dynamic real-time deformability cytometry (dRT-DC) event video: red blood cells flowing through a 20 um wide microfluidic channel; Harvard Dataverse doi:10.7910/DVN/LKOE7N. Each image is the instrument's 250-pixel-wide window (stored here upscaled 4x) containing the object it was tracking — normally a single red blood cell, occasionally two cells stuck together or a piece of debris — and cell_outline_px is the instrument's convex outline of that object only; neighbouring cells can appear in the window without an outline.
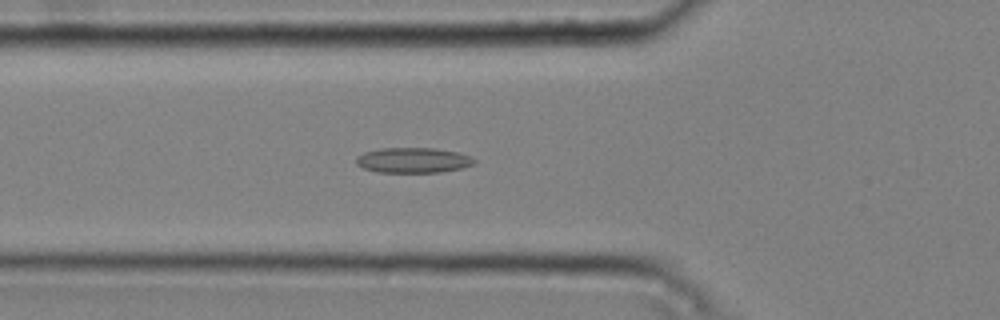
{"species": "common noctule bat (a hibernating species)", "species_latin": "Nyctalus noctula", "temperature_condition": "cold", "stored_images_in_passage": 51, "camera_frame_rate_fps": 3000, "um_per_image_px": 0.085, "animal": {"sex": "male", "body_mass_g": 20.4}, "frame": {"image": 1, "passage_image": 19, "time_ms": 6.0, "image_size_px": [1000, 320], "cell_outline_px": [[476, 160], [472, 164], [460, 168], [440, 172], [376, 172], [364, 168], [356, 164], [356, 156], [364, 152], [380, 148], [436, 148], [456, 152], [468, 156]], "centroid_in_image_um": [35.05, 13.61], "position_along_channel_um": 90.7, "area_um2": 17.22}}
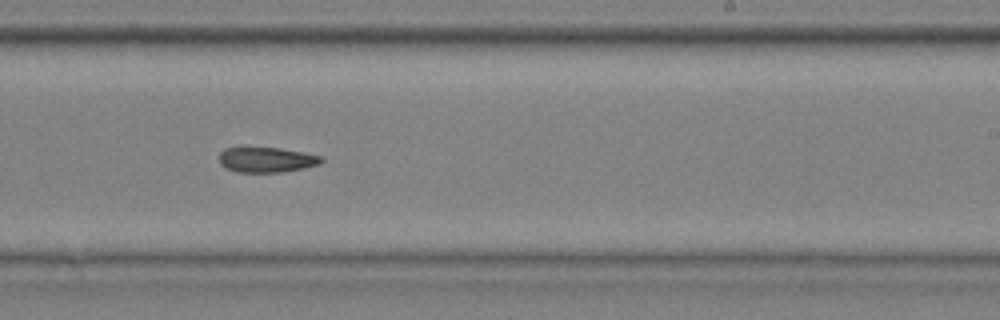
{"frame": {"image": 2, "passage_image": 33, "time_ms": 10.667, "image_size_px": [1000, 320], "cell_outline_px": [[324, 160], [320, 164], [304, 168], [280, 172], [236, 172], [220, 164], [220, 152], [224, 148], [280, 148], [304, 152], [320, 156]], "centroid_in_image_um": [22.67, 13.58], "position_along_channel_um": 266.3, "area_um2": 14.85}}
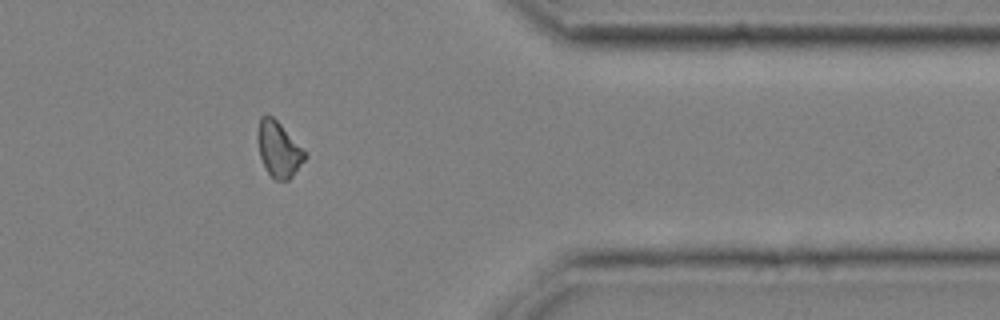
{"frame": {"image": 3, "passage_image": 44, "time_ms": 14.333, "image_size_px": [1000, 320], "cell_outline_px": [[308, 156], [292, 176], [288, 180], [276, 180], [268, 172], [260, 156], [256, 136], [260, 116], [272, 116], [280, 124]], "centroid_in_image_um": [23.66, 12.69], "position_along_channel_um": 387.7, "area_um2": 14.85}}